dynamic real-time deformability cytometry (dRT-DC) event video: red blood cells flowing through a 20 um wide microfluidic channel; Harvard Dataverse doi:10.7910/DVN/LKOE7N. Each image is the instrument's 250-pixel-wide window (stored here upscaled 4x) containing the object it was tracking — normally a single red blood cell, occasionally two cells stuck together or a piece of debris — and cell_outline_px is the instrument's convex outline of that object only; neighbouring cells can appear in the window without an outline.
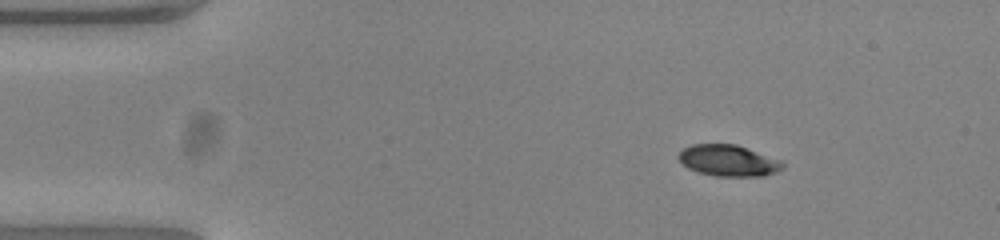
{"species": "common noctule bat (a hibernating species)", "species_latin": "Nyctalus noctula", "temperature_condition": "warm", "stored_images_in_passage": 46, "camera_frame_rate_fps": 3000, "um_per_image_px": 0.085, "animal": {"sex": "female", "body_mass_g": 23.0, "forearm_length_mm": 53.4}, "frame": {"image": 1, "passage_image": 1, "time_ms": 0.0, "image_size_px": [1000, 240], "cell_outline_px": [[784, 168], [776, 172], [764, 176], [716, 176], [696, 172], [688, 168], [676, 156], [684, 148], [692, 144], [736, 144], [784, 160]], "centroid_in_image_um": [61.96, 13.65], "position_along_channel_um": 23.0, "area_um2": 19.25}}
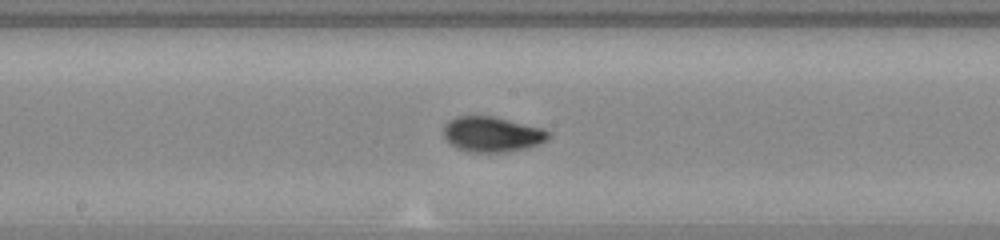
{"frame": {"image": 2, "passage_image": 21, "time_ms": 6.667, "image_size_px": [1000, 240], "cell_outline_px": [[552, 136], [548, 140], [540, 144], [528, 148], [508, 152], [468, 152], [456, 148], [448, 144], [444, 136], [444, 124], [448, 120], [456, 116], [496, 116], [544, 128], [552, 132]], "centroid_in_image_um": [41.87, 11.41], "position_along_channel_um": 206.3, "area_um2": 22.25}}
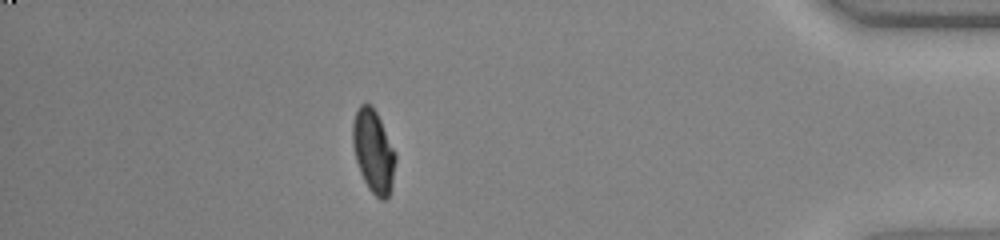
{"frame": {"image": 3, "passage_image": 40, "time_ms": 13.0, "image_size_px": [1000, 240], "cell_outline_px": [[396, 160], [392, 188], [388, 196], [384, 200], [380, 200], [368, 188], [360, 172], [356, 160], [352, 144], [352, 124], [356, 112], [360, 104], [372, 104], [396, 152]], "centroid_in_image_um": [31.75, 12.87], "position_along_channel_um": 403.5, "area_um2": 20.75}, "authors_computed_cell_mechanics": {"area_um2": 20.3745, "velocity_mm_per_s": 3.8773, "shape_relaxation_time_tau1_ms": 2.7879, "shape_relaxation_time_tau2_ms": 0.6893, "deformation_change_tau1": 0.1676, "deformation_change_tau2": 0.0289}}